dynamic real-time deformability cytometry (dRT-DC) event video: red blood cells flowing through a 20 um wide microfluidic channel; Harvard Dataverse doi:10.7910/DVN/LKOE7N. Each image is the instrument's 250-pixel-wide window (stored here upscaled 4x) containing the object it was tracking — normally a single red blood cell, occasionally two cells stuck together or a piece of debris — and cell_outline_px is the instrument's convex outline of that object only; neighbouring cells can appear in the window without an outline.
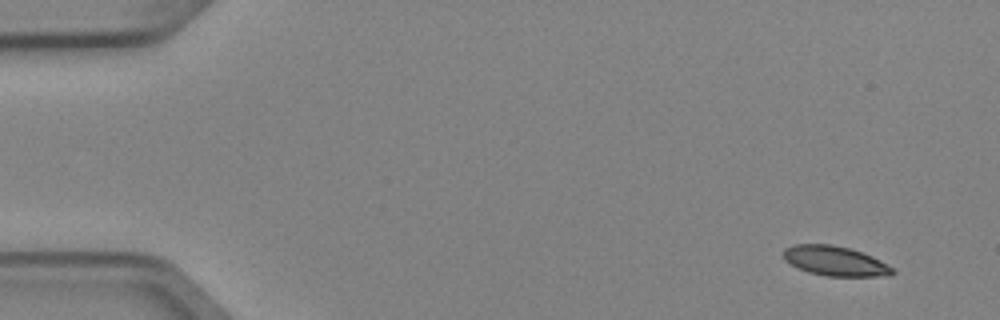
{"species": "Egyptian fruit bat (a non-hibernating species)", "species_latin": "Rousettus aegyptiacus", "temperature_condition": "cold", "stored_images_in_passage": 6, "camera_frame_rate_fps": 3000, "um_per_image_px": 0.085, "animal": {"sex": "female"}, "frame": {"image": 1, "passage_image": 1, "time_ms": 0.0, "image_size_px": [1000, 320], "cell_outline_px": [[896, 272], [892, 276], [824, 276], [808, 272], [796, 268], [784, 260], [784, 248], [792, 244], [832, 244], [848, 248], [872, 256], [880, 260], [892, 268]], "centroid_in_image_um": [70.96, 22.19], "position_along_channel_um": 14.0, "area_um2": 19.02}}
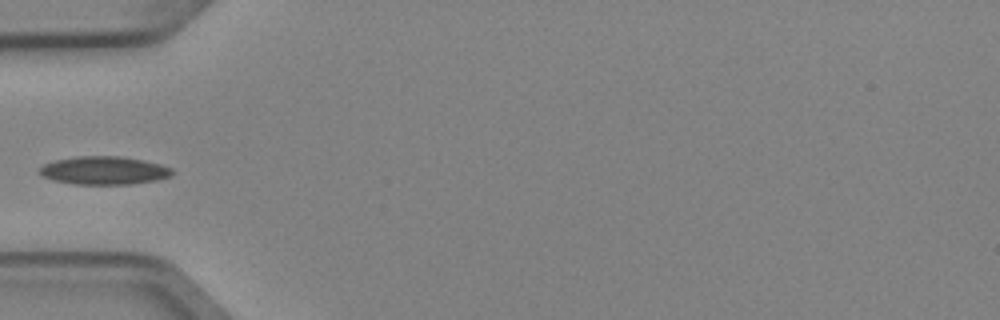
{"frame": {"image": 2, "passage_image": 5, "time_ms": 1.333, "image_size_px": [1000, 320], "cell_outline_px": [[172, 176], [156, 180], [128, 184], [76, 184], [52, 180], [40, 176], [36, 172], [44, 164], [52, 160], [76, 156], [120, 156], [144, 160], [160, 164], [172, 168]], "centroid_in_image_um": [8.79, 14.48], "position_along_channel_um": 76.2, "area_um2": 21.96}}
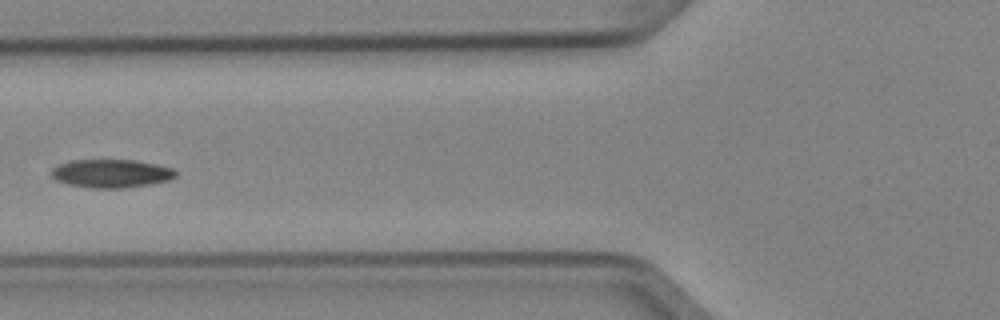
{"frame": {"image": 3, "passage_image": 6, "time_ms": 1.667, "image_size_px": [1000, 320], "cell_outline_px": [[176, 176], [168, 180], [152, 184], [124, 188], [92, 188], [68, 184], [56, 180], [52, 176], [52, 168], [68, 160], [136, 160], [156, 164], [172, 168], [176, 172]], "centroid_in_image_um": [9.46, 14.74], "position_along_channel_um": 116.3, "area_um2": 20.52}}